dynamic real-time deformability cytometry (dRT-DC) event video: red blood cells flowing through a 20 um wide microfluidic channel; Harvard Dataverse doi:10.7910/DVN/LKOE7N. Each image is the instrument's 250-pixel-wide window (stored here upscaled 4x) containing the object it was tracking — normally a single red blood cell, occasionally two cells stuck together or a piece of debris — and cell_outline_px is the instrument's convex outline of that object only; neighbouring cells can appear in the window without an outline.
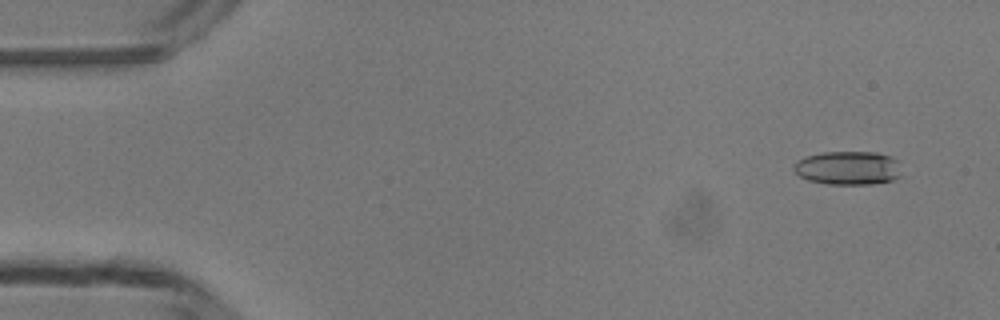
{"species": "common noctule bat (a hibernating species)", "species_latin": "Nyctalus noctula", "temperature_condition": "room temperature", "stored_images_in_passage": 47, "camera_frame_rate_fps": 3000, "um_per_image_px": 0.085, "animal": {"sex": "male", "body_mass_g": 13.3}, "frame": {"image": 1, "passage_image": 4, "time_ms": 1.0, "image_size_px": [1000, 320], "cell_outline_px": [[900, 176], [892, 180], [872, 184], [828, 184], [808, 180], [800, 176], [792, 168], [796, 160], [804, 156], [824, 152], [876, 152], [892, 156], [896, 160]], "centroid_in_image_um": [72.04, 14.27], "position_along_channel_um": 13.0, "area_um2": 21.15}}
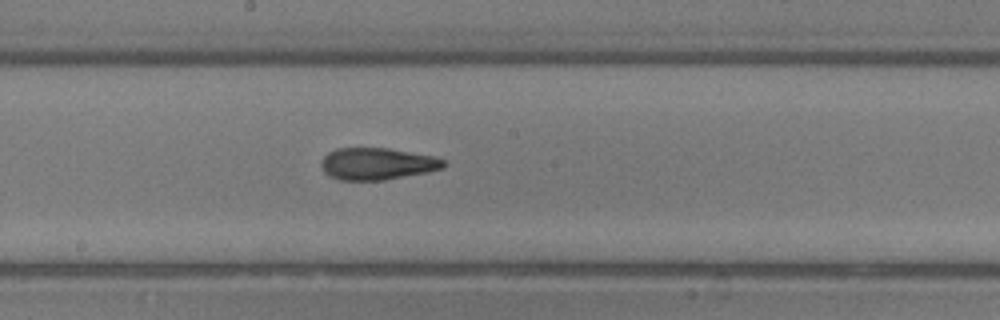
{"frame": {"image": 2, "passage_image": 27, "time_ms": 8.667, "image_size_px": [1000, 320], "cell_outline_px": [[448, 164], [444, 168], [428, 172], [384, 180], [340, 180], [328, 176], [324, 172], [320, 164], [320, 160], [328, 152], [336, 148], [388, 148], [436, 156], [444, 160]], "centroid_in_image_um": [32.07, 13.92], "position_along_channel_um": 216.1, "area_um2": 23.12}}
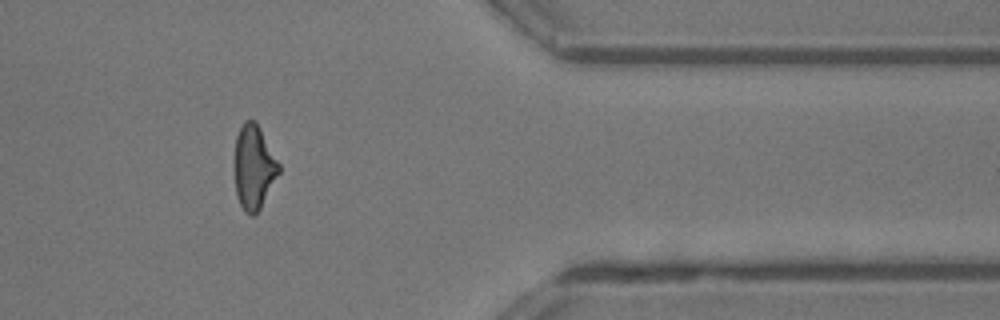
{"frame": {"image": 3, "passage_image": 41, "time_ms": 13.333, "image_size_px": [1000, 320], "cell_outline_px": [[280, 172], [260, 208], [252, 216], [244, 212], [236, 196], [232, 164], [236, 136], [244, 120], [256, 120], [280, 164]], "centroid_in_image_um": [21.53, 14.19], "position_along_channel_um": 389.9, "area_um2": 22.31}}